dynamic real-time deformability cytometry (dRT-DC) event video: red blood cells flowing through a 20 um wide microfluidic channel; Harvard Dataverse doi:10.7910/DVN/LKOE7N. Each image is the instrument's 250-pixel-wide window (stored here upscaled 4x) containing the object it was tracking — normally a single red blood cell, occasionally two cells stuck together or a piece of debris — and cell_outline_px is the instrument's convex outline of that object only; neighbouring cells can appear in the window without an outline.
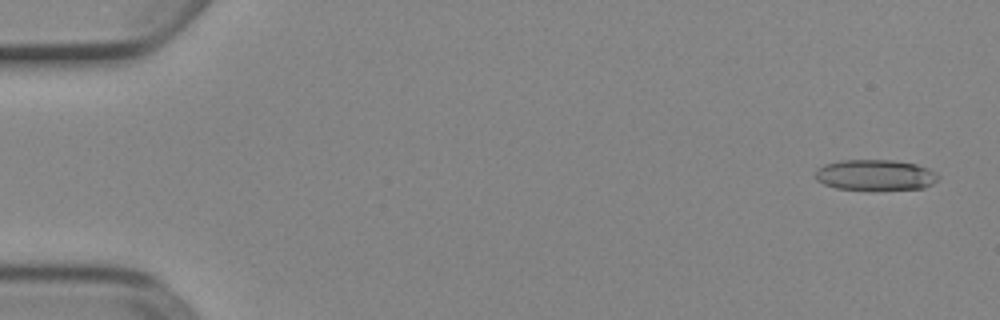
{"species": "Egyptian fruit bat (a non-hibernating species)", "species_latin": "Rousettus aegyptiacus", "temperature_condition": "cold", "stored_images_in_passage": 5, "camera_frame_rate_fps": 3000, "um_per_image_px": 0.085, "animal": {"sex": "female"}, "frame": {"image": 1, "passage_image": 1, "time_ms": 0.0, "image_size_px": [1000, 320], "cell_outline_px": [[940, 176], [932, 184], [924, 188], [836, 188], [824, 184], [816, 180], [816, 168], [824, 164], [840, 160], [892, 160], [916, 164], [928, 168], [936, 172]], "centroid_in_image_um": [74.39, 14.84], "position_along_channel_um": 10.6, "area_um2": 21.56}}
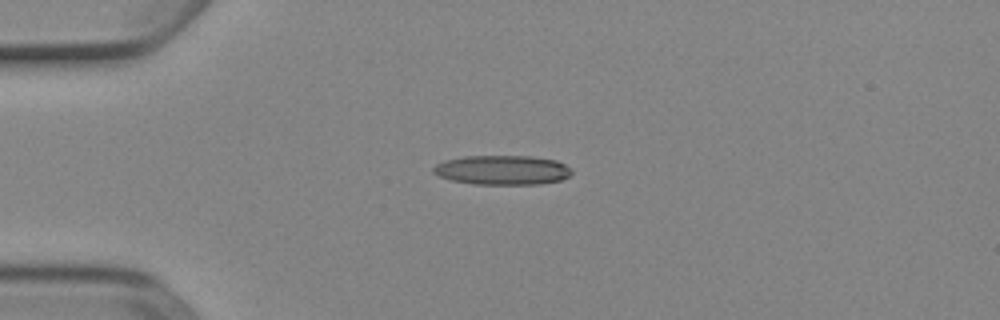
{"frame": {"image": 2, "passage_image": 4, "time_ms": 1.0, "image_size_px": [1000, 320], "cell_outline_px": [[572, 172], [568, 176], [560, 180], [540, 184], [472, 184], [452, 180], [440, 176], [432, 172], [432, 168], [436, 164], [444, 160], [464, 156], [532, 156], [556, 160], [572, 168]], "centroid_in_image_um": [42.69, 14.45], "position_along_channel_um": 42.3, "area_um2": 23.81}}